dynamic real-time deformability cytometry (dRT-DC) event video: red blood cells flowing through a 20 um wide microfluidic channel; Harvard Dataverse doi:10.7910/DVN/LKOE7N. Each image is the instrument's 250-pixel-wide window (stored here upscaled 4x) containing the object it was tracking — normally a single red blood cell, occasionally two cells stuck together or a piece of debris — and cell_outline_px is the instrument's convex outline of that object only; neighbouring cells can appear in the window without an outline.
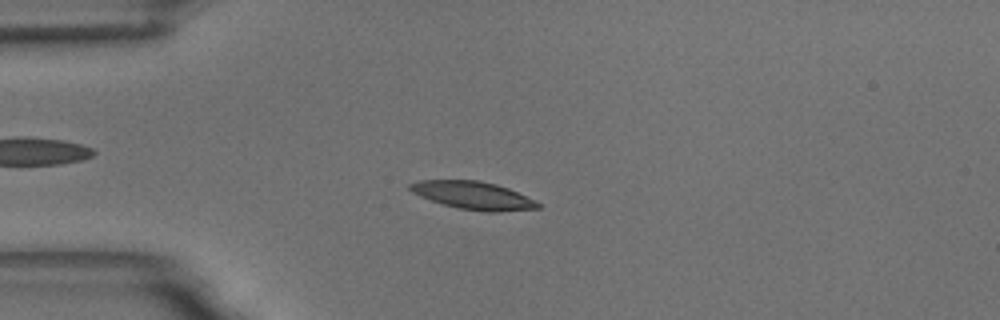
{"species": "common noctule bat (a hibernating species)", "species_latin": "Nyctalus noctula", "temperature_condition": "room temperature", "stored_images_in_passage": 55, "camera_frame_rate_fps": 3000, "um_per_image_px": 0.085, "animal": {"sex": "male", "body_mass_g": 18.8}, "frame": {"image": 1, "passage_image": 14, "time_ms": 4.333, "image_size_px": [1000, 320], "cell_outline_px": [[540, 208], [496, 212], [484, 212], [456, 208], [420, 196], [412, 192], [408, 188], [408, 184], [420, 180], [480, 180], [496, 184], [508, 188], [540, 204]], "centroid_in_image_um": [40.18, 16.61], "position_along_channel_um": 44.8, "area_um2": 20.58}}
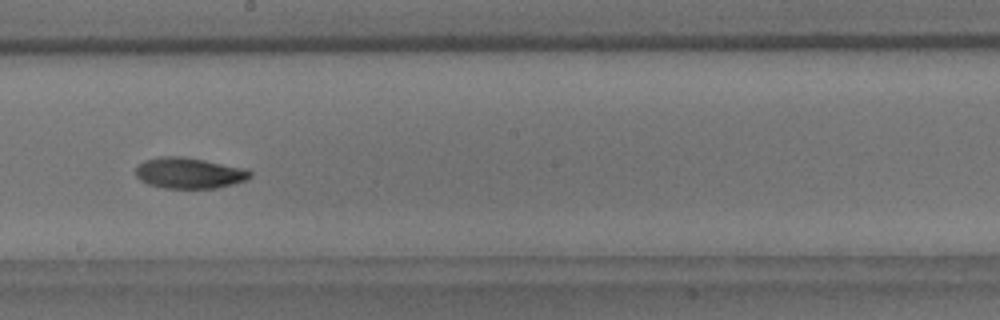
{"frame": {"image": 2, "passage_image": 31, "time_ms": 10.0, "image_size_px": [1000, 320], "cell_outline_px": [[252, 176], [244, 180], [232, 184], [216, 188], [164, 188], [148, 184], [140, 180], [136, 176], [136, 168], [144, 160], [160, 156], [180, 156], [204, 160], [252, 172]], "centroid_in_image_um": [15.99, 14.72], "position_along_channel_um": 232.2, "area_um2": 20.11}}
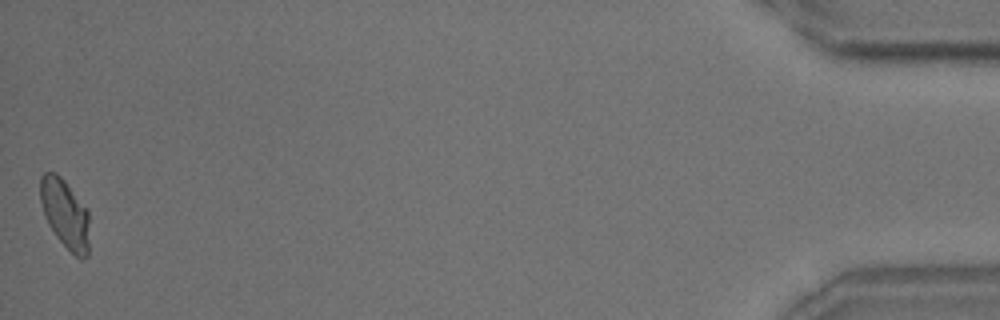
{"frame": {"image": 3, "passage_image": 55, "time_ms": 18.0, "image_size_px": [1000, 320], "cell_outline_px": [[88, 256], [80, 260], [56, 236], [48, 224], [44, 216], [40, 200], [40, 176], [44, 172], [56, 172], [64, 180], [88, 208]], "centroid_in_image_um": [5.52, 18.14], "position_along_channel_um": 429.7, "area_um2": 19.83}, "authors_computed_cell_mechanics": {"area_um2": 20.0566, "velocity_mm_per_s": 3.6478, "shape_relaxation_time_tau1_ms": 6.339, "shape_relaxation_time_tau2_ms": 3.6195, "deformation_change_tau1": 0.1625, "deformation_change_tau2": 0.0623}}